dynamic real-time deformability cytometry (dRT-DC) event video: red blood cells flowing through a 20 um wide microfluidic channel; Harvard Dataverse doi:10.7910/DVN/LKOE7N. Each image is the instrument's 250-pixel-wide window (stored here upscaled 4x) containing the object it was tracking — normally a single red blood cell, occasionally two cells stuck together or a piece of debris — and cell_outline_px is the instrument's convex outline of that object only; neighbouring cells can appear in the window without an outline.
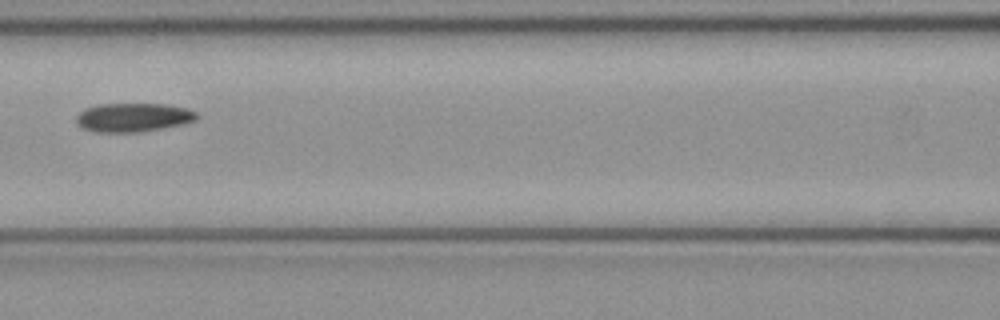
{"species": "common noctule bat (a hibernating species)", "species_latin": "Nyctalus noctula", "temperature_condition": "cold", "stored_images_in_passage": 6, "camera_frame_rate_fps": 3000, "um_per_image_px": 0.085, "animal": {"sex": "female", "body_mass_g": 21.9}, "frame": {"image": 1, "passage_image": 6, "time_ms": 1.667, "image_size_px": [1000, 320], "cell_outline_px": [[200, 116], [196, 120], [184, 124], [140, 132], [92, 132], [76, 124], [76, 116], [84, 108], [100, 104], [164, 104], [188, 108], [196, 112]], "centroid_in_image_um": [11.33, 9.98], "position_along_channel_um": 155.3, "area_um2": 20.4}}